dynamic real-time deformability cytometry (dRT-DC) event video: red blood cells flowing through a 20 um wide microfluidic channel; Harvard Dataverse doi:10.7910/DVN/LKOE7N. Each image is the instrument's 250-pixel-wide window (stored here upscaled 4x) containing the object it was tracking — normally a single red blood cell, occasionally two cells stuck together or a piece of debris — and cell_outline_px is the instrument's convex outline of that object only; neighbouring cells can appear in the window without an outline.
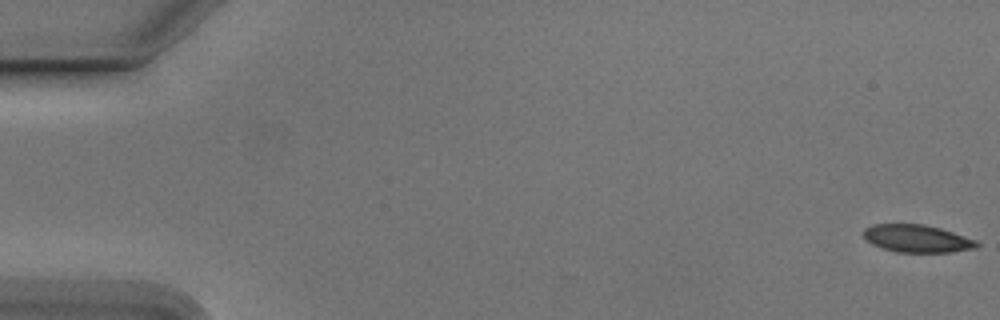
{"species": "Egyptian fruit bat (a non-hibernating species)", "species_latin": "Rousettus aegyptiacus", "temperature_condition": "cold", "stored_images_in_passage": 12, "camera_frame_rate_fps": 3000, "um_per_image_px": 0.085, "animal": {"sex": "male"}, "frame": {"image": 1, "passage_image": 1, "time_ms": 0.0, "image_size_px": [1000, 320], "cell_outline_px": [[980, 244], [976, 248], [952, 252], [896, 252], [880, 248], [864, 240], [864, 228], [872, 224], [924, 224], [940, 228], [976, 240]], "centroid_in_image_um": [77.91, 20.28], "position_along_channel_um": 7.1, "area_um2": 18.32}}